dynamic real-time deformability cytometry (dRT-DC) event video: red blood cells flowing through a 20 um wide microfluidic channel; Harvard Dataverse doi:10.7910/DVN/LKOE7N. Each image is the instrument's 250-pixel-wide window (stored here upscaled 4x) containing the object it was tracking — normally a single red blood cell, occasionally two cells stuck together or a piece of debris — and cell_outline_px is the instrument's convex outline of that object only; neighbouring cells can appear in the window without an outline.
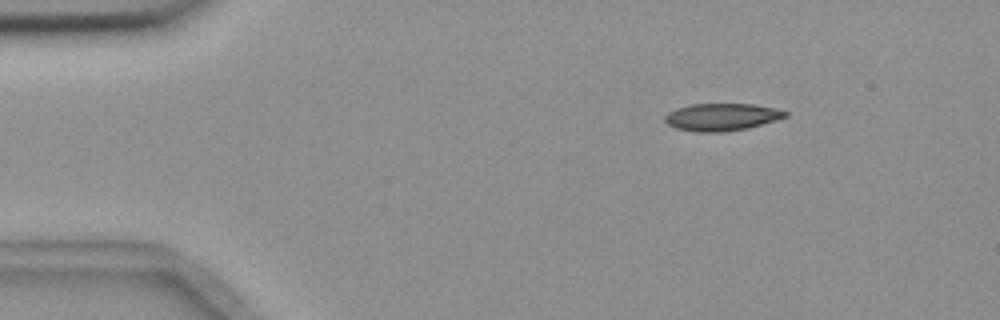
{"species": "common noctule bat (a hibernating species)", "species_latin": "Nyctalus noctula", "temperature_condition": "room temperature", "stored_images_in_passage": 9, "camera_frame_rate_fps": 3000, "um_per_image_px": 0.085, "animal": {"sex": "female", "body_mass_g": 18.4}, "frame": {"image": 1, "passage_image": 1, "time_ms": 0.0, "image_size_px": [1000, 320], "cell_outline_px": [[788, 116], [776, 120], [748, 128], [724, 132], [696, 132], [676, 128], [668, 124], [664, 120], [664, 116], [668, 112], [676, 108], [692, 104], [756, 104], [776, 108], [788, 112]], "centroid_in_image_um": [61.35, 9.94], "position_along_channel_um": 23.7, "area_um2": 19.31}}
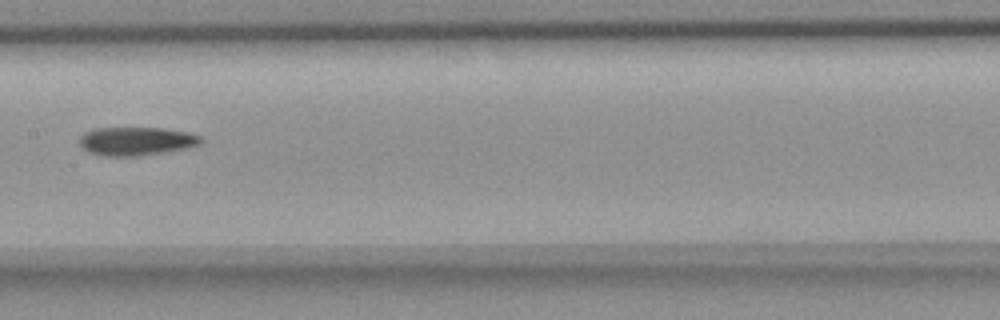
{"frame": {"image": 2, "passage_image": 6, "time_ms": 6.667, "image_size_px": [1000, 320], "cell_outline_px": [[204, 140], [200, 144], [184, 148], [136, 156], [100, 156], [88, 152], [80, 144], [80, 136], [84, 132], [96, 128], [160, 128], [188, 132], [200, 136]], "centroid_in_image_um": [11.55, 11.99], "position_along_channel_um": 195.9, "area_um2": 19.94}}
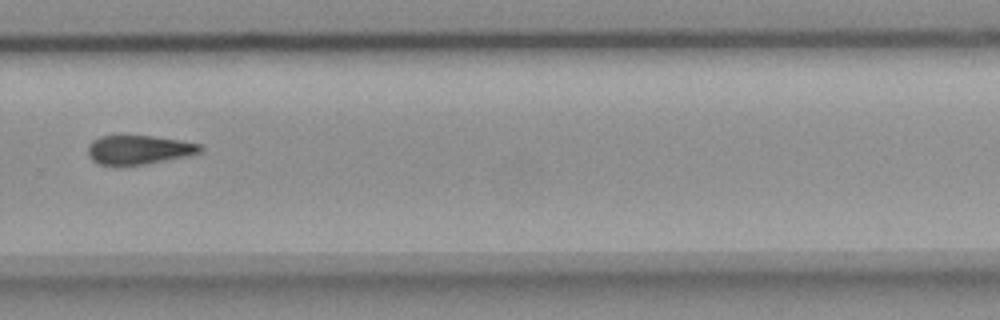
{"frame": {"image": 3, "passage_image": 9, "time_ms": 10.0, "image_size_px": [1000, 320], "cell_outline_px": [[204, 148], [200, 152], [188, 156], [148, 164], [100, 164], [92, 160], [88, 156], [88, 144], [92, 140], [100, 136], [120, 132], [152, 136], [180, 140], [200, 144]], "centroid_in_image_um": [11.77, 12.67], "position_along_channel_um": 318.0, "area_um2": 19.65}}